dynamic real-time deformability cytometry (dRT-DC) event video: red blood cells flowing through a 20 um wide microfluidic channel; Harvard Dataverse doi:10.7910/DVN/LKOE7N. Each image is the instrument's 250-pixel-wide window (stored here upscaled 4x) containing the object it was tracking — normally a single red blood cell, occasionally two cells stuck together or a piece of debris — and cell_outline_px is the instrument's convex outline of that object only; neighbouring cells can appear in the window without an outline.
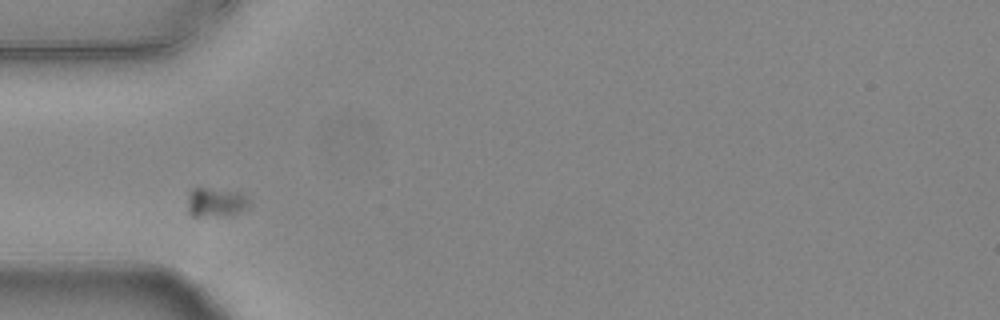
{"species": "common noctule bat (a hibernating species)", "species_latin": "Nyctalus noctula", "temperature_condition": "warm", "stored_images_in_passage": 37, "camera_frame_rate_fps": 3000, "um_per_image_px": 0.085, "animal": {"sex": "female", "body_mass_g": 24.6, "forearm_length_mm": 56.2}, "frame": {"image": 1, "passage_image": 6, "time_ms": 1.667, "image_size_px": [1000, 320], "cell_outline_px": [[248, 204], [240, 212], [200, 216], [192, 216], [188, 212], [188, 192], [192, 188], [208, 188], [244, 192], [248, 196]], "centroid_in_image_um": [18.31, 17.14], "position_along_channel_um": 66.7, "area_um2": 10.29}}
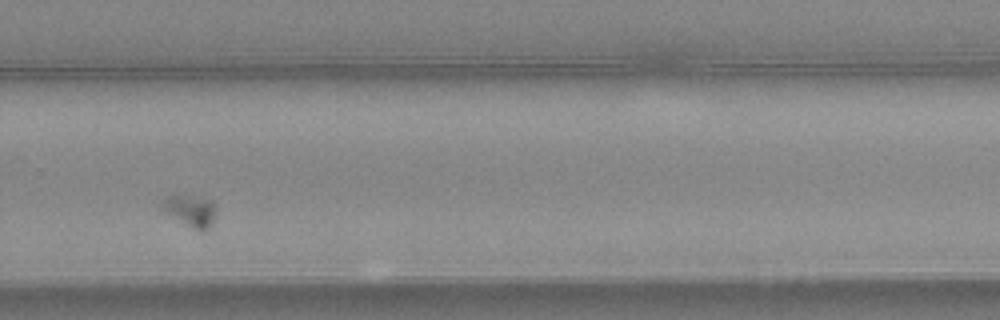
{"frame": {"image": 2, "passage_image": 27, "time_ms": 8.667, "image_size_px": [1000, 320], "cell_outline_px": [[216, 212], [212, 224], [204, 232], [200, 232], [192, 228], [164, 212], [160, 208], [160, 204], [168, 196], [176, 192], [208, 200], [216, 208]], "centroid_in_image_um": [16.15, 17.9], "position_along_channel_um": 313.7, "area_um2": 10.17}}
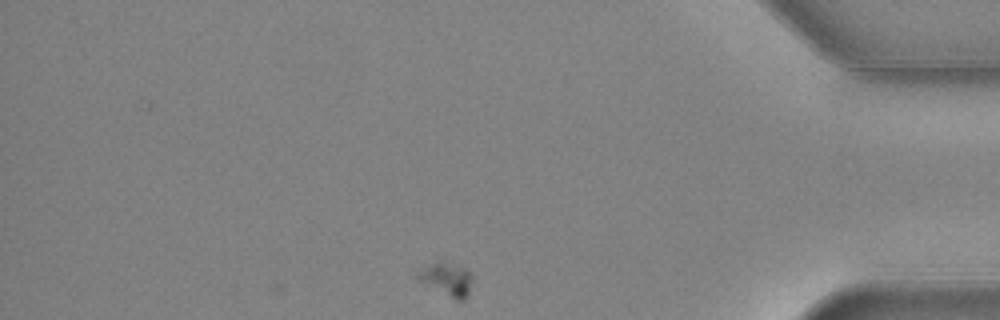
{"frame": {"image": 3, "passage_image": 37, "time_ms": 12.0, "image_size_px": [1000, 320], "cell_outline_px": [[472, 280], [468, 296], [464, 300], [456, 300], [416, 280], [416, 268], [432, 264], [444, 264], [464, 268], [472, 272]], "centroid_in_image_um": [37.94, 23.78], "position_along_channel_um": 397.3, "area_um2": 10.4}}